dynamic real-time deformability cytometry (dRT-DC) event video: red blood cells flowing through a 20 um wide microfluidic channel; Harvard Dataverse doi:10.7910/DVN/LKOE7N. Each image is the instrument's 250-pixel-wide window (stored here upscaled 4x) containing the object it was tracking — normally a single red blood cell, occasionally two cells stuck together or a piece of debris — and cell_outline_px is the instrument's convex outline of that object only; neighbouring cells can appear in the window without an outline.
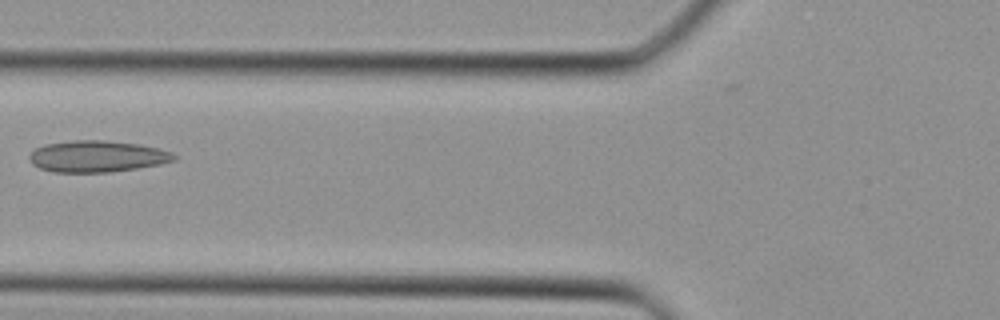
{"species": "Egyptian fruit bat (a non-hibernating species)", "species_latin": "Rousettus aegyptiacus", "temperature_condition": "cold", "stored_images_in_passage": 26, "camera_frame_rate_fps": 3000, "um_per_image_px": 0.085, "animal": {"sex": "female"}, "frame": {"image": 1, "passage_image": 4, "time_ms": 1.0, "image_size_px": [1000, 320], "cell_outline_px": [[176, 160], [160, 164], [136, 168], [108, 172], [52, 172], [40, 168], [32, 164], [28, 160], [28, 156], [36, 148], [44, 144], [76, 140], [104, 140], [140, 144], [172, 152], [176, 156]], "centroid_in_image_um": [8.23, 13.29], "position_along_channel_um": 117.6, "area_um2": 26.53}}
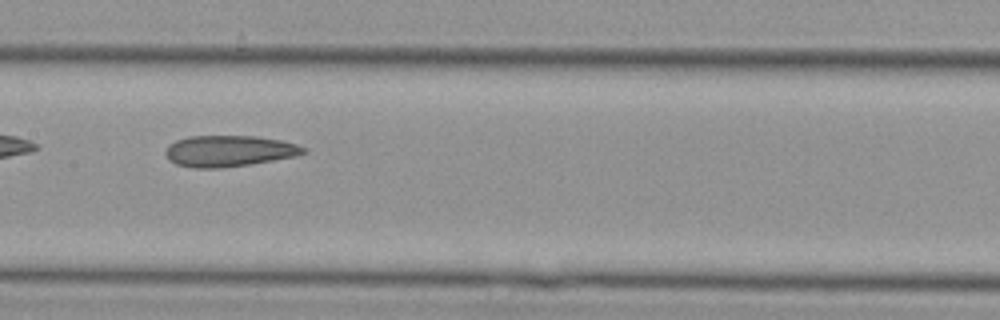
{"frame": {"image": 2, "passage_image": 8, "time_ms": 2.333, "image_size_px": [1000, 320], "cell_outline_px": [[308, 152], [296, 156], [248, 164], [220, 168], [196, 168], [176, 164], [168, 160], [164, 152], [168, 144], [176, 140], [188, 136], [256, 136], [280, 140], [296, 144], [308, 148]], "centroid_in_image_um": [19.45, 12.83], "position_along_channel_um": 188.0, "area_um2": 25.14}}
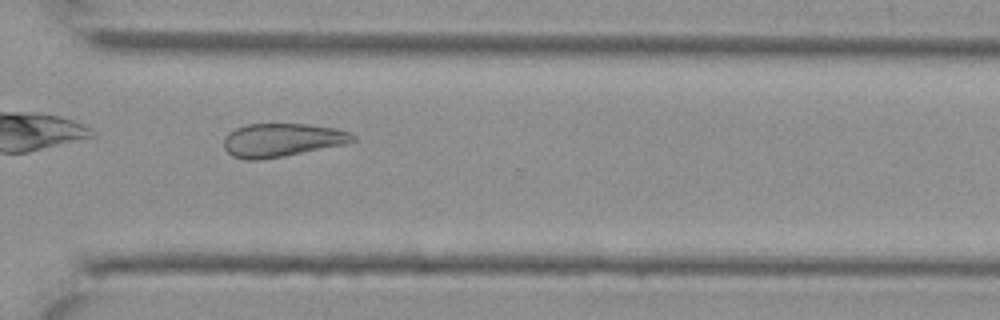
{"frame": {"image": 3, "passage_image": 17, "time_ms": 5.333, "image_size_px": [1000, 320], "cell_outline_px": [[356, 140], [348, 144], [284, 156], [256, 160], [248, 160], [232, 156], [224, 148], [224, 140], [228, 132], [236, 128], [248, 124], [308, 124], [336, 128], [348, 132], [356, 136]], "centroid_in_image_um": [24.0, 11.9], "position_along_channel_um": 346.6, "area_um2": 25.2}}